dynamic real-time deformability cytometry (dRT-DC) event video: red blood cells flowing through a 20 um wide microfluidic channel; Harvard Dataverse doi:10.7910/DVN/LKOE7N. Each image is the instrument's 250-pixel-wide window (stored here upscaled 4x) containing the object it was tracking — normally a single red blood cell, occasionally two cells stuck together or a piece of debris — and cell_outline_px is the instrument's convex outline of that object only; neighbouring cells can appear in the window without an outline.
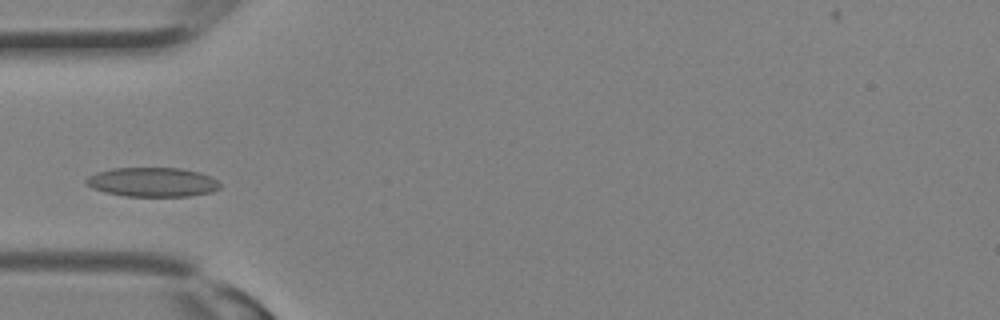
{"species": "Egyptian fruit bat (a non-hibernating species)", "species_latin": "Rousettus aegyptiacus", "temperature_condition": "room temperature", "stored_images_in_passage": 16, "camera_frame_rate_fps": 3000, "um_per_image_px": 0.085, "animal": {"sex": "female"}, "frame": {"image": 1, "passage_image": 7, "time_ms": 2.0, "image_size_px": [1000, 320], "cell_outline_px": [[220, 188], [212, 192], [188, 196], [124, 196], [104, 192], [92, 188], [84, 184], [84, 180], [88, 176], [96, 172], [112, 168], [180, 168], [200, 172], [212, 176], [220, 184]], "centroid_in_image_um": [12.93, 15.47], "position_along_channel_um": 72.1, "area_um2": 23.06}}
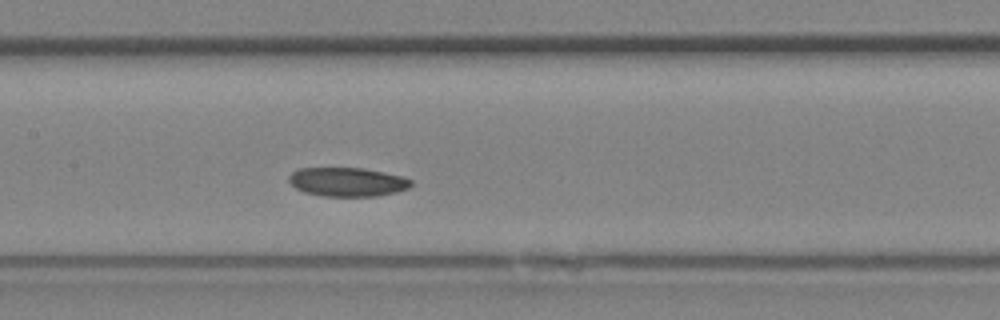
{"frame": {"image": 2, "passage_image": 12, "time_ms": 3.667, "image_size_px": [1000, 320], "cell_outline_px": [[412, 184], [408, 188], [396, 192], [376, 196], [324, 196], [304, 192], [296, 188], [288, 180], [288, 176], [292, 172], [300, 168], [364, 168], [384, 172], [400, 176], [412, 180]], "centroid_in_image_um": [29.52, 15.46], "position_along_channel_um": 177.9, "area_um2": 20.52}}
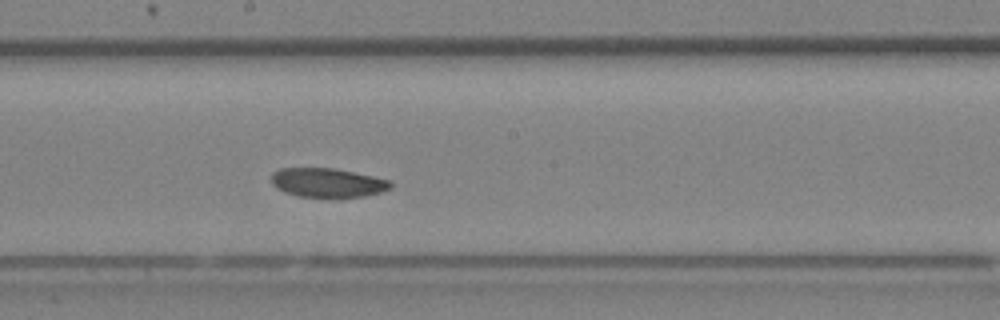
{"frame": {"image": 3, "passage_image": 14, "time_ms": 4.333, "image_size_px": [1000, 320], "cell_outline_px": [[392, 188], [380, 192], [364, 196], [296, 196], [284, 192], [276, 188], [272, 184], [272, 172], [280, 168], [332, 168], [392, 180]], "centroid_in_image_um": [27.82, 15.51], "position_along_channel_um": 220.4, "area_um2": 20.0}}